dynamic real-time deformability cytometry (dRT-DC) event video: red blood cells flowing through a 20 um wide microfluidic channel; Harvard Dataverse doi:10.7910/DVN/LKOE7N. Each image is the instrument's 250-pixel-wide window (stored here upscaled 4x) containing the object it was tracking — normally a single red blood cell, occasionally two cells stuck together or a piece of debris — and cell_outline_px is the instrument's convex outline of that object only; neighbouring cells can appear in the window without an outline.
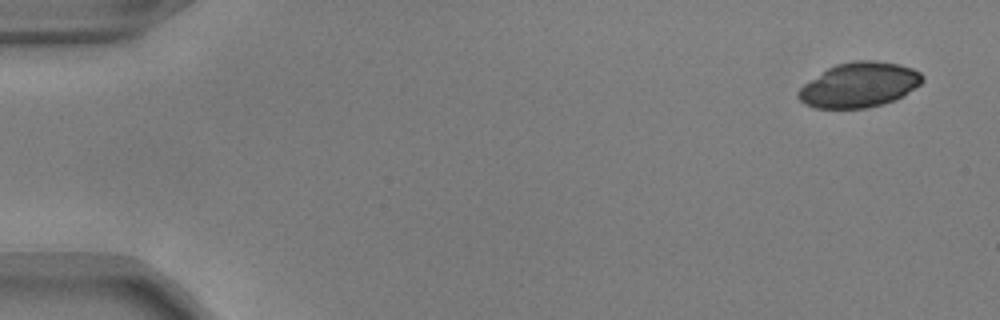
{"species": "common noctule bat (a hibernating species)", "species_latin": "Nyctalus noctula", "temperature_condition": "warm", "stored_images_in_passage": 51, "camera_frame_rate_fps": 3000, "um_per_image_px": 0.085, "animal": {"sex": "male", "body_mass_g": 17.9, "forearm_length_mm": 54.2}, "frame": {"image": 1, "passage_image": 1, "time_ms": 0.0, "image_size_px": [1000, 320], "cell_outline_px": [[924, 80], [920, 84], [900, 96], [892, 100], [868, 108], [816, 108], [804, 104], [796, 96], [796, 92], [804, 84], [828, 68], [836, 64], [856, 60], [876, 60], [900, 64], [912, 68], [920, 72], [924, 76]], "centroid_in_image_um": [73.01, 7.2], "position_along_channel_um": 12.0, "area_um2": 32.25}}